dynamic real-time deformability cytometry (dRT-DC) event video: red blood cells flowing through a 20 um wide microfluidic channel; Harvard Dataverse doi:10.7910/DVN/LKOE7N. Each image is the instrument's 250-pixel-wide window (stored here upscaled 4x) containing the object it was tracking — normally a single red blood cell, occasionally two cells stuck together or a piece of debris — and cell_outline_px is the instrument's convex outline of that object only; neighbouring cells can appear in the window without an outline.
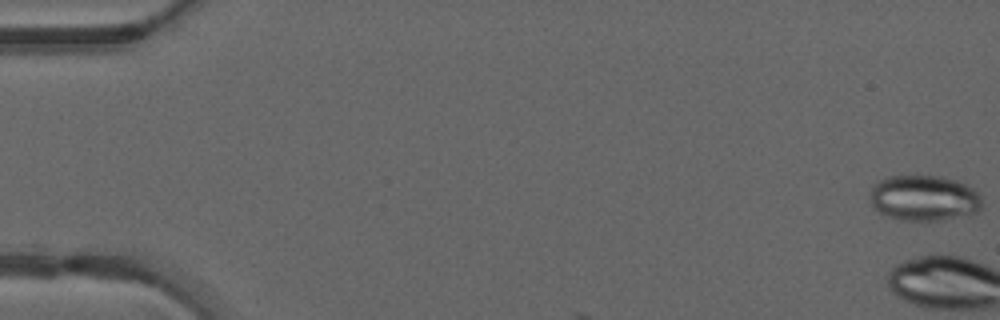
{"species": "common noctule bat (a hibernating species)", "species_latin": "Nyctalus noctula", "temperature_condition": "warm", "stored_images_in_passage": 3, "camera_frame_rate_fps": 3000, "um_per_image_px": 0.085, "animal": {"sex": "male", "forearm_length_mm": 52.5}, "frame": {"image": 1, "passage_image": 1, "time_ms": 0.0, "image_size_px": [1000, 320], "cell_outline_px": [[980, 208], [972, 216], [944, 220], [904, 220], [888, 216], [872, 208], [868, 196], [872, 188], [880, 180], [888, 176], [916, 172], [940, 176], [956, 180], [968, 184], [980, 196]], "centroid_in_image_um": [78.52, 16.8], "position_along_channel_um": 6.5, "area_um2": 30.81}}